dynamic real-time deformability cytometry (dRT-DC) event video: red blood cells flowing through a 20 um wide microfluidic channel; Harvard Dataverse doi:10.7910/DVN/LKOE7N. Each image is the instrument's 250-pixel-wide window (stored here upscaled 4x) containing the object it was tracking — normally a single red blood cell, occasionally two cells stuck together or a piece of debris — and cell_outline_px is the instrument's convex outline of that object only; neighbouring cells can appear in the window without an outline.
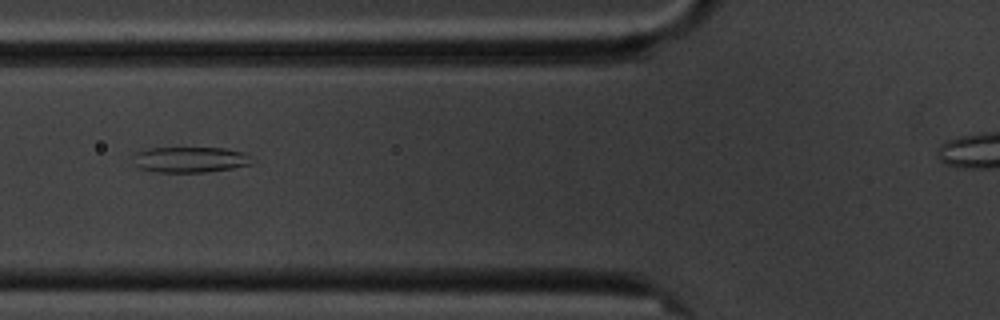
{"species": "common noctule bat (a hibernating species)", "species_latin": "Nyctalus noctula", "temperature_condition": "cold", "stored_images_in_passage": 10, "camera_frame_rate_fps": 3000, "um_per_image_px": 0.085, "animal": {"sex": "male", "body_mass_g": 20.1, "forearm_length_mm": 53.5}, "frame": {"image": 1, "passage_image": 2, "time_ms": 1.333, "image_size_px": [1000, 320], "cell_outline_px": [[256, 160], [252, 164], [232, 168], [204, 172], [156, 172], [136, 168], [132, 164], [136, 152], [148, 148], [224, 148], [244, 152]], "centroid_in_image_um": [16.15, 13.57], "position_along_channel_um": 109.6, "area_um2": 18.03}}
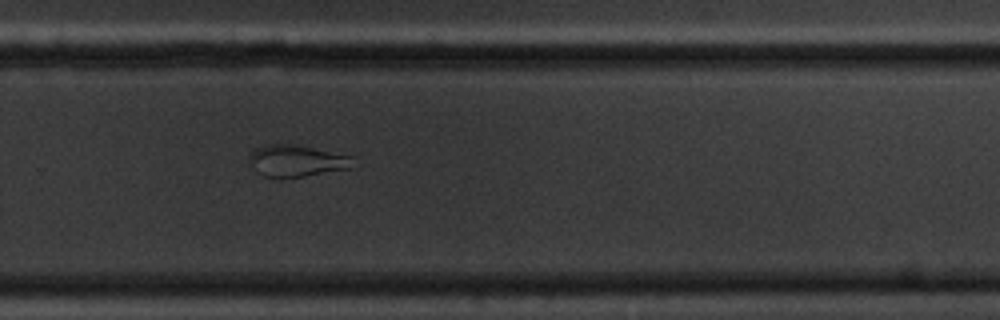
{"frame": {"image": 2, "passage_image": 7, "time_ms": 7.0, "image_size_px": [1000, 320], "cell_outline_px": [[356, 168], [280, 180], [264, 176], [248, 160], [248, 156], [256, 148], [268, 144], [292, 144], [352, 156]], "centroid_in_image_um": [25.25, 13.7], "position_along_channel_um": 304.5, "area_um2": 19.42}}
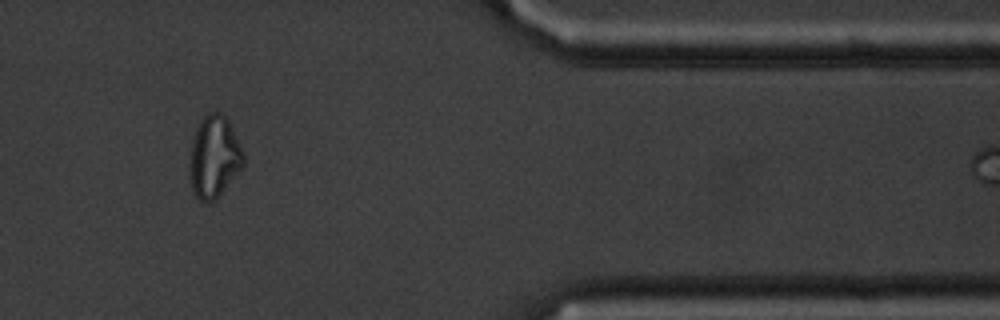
{"frame": {"image": 3, "passage_image": 9, "time_ms": 10.333, "image_size_px": [1000, 320], "cell_outline_px": [[244, 164], [216, 200], [208, 204], [204, 204], [192, 192], [188, 176], [188, 172], [192, 144], [196, 128], [200, 120], [208, 112], [220, 112], [228, 120], [244, 152]], "centroid_in_image_um": [18.18, 13.38], "position_along_channel_um": 393.2, "area_um2": 25.95}}